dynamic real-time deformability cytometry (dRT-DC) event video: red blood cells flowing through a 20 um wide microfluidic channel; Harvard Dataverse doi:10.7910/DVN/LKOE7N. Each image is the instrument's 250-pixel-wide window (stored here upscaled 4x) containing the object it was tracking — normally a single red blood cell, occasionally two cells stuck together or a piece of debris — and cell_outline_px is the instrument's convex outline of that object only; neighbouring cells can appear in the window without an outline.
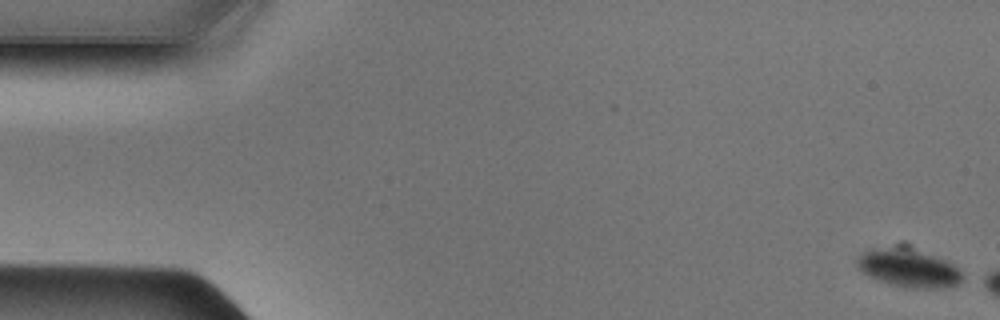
{"species": "Egyptian fruit bat (a non-hibernating species)", "species_latin": "Rousettus aegyptiacus", "temperature_condition": "cold", "stored_images_in_passage": 6, "camera_frame_rate_fps": 3000, "um_per_image_px": 0.085, "animal": {"sex": "male"}, "frame": {"image": 1, "passage_image": 1, "time_ms": 0.0, "image_size_px": [1000, 320], "cell_outline_px": [[968, 276], [956, 284], [944, 288], [908, 288], [892, 284], [868, 276], [856, 264], [856, 260], [864, 252], [872, 248], [904, 240], [952, 264]], "centroid_in_image_um": [77.25, 22.68], "position_along_channel_um": 7.8, "area_um2": 24.74}}